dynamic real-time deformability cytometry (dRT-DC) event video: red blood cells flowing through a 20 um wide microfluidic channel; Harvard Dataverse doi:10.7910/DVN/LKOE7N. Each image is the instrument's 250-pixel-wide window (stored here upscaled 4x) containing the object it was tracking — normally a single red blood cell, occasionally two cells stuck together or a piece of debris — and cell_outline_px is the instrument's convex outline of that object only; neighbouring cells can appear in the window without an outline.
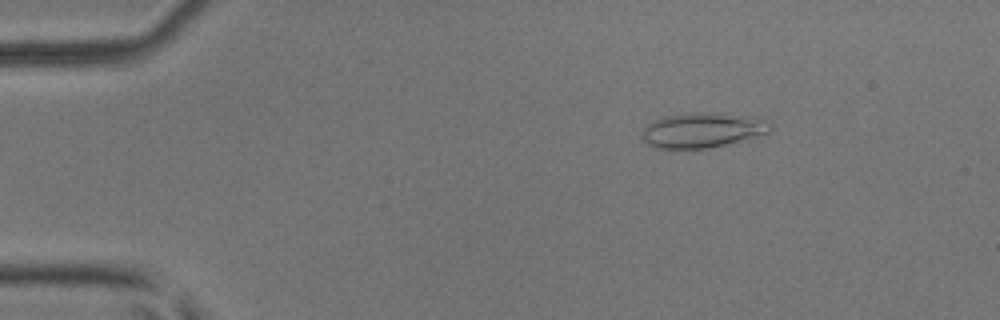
{"species": "common noctule bat (a hibernating species)", "species_latin": "Nyctalus noctula", "temperature_condition": "room temperature", "stored_images_in_passage": 52, "camera_frame_rate_fps": 3000, "um_per_image_px": 0.085, "animal": {"sex": "male", "body_mass_g": 17.9, "forearm_length_mm": 54.2}, "frame": {"image": 1, "passage_image": 8, "time_ms": 2.333, "image_size_px": [1000, 320], "cell_outline_px": [[772, 132], [748, 140], [708, 148], [656, 148], [648, 144], [640, 136], [640, 132], [652, 120], [664, 116], [692, 112], [712, 112], [744, 116], [768, 120], [772, 124]], "centroid_in_image_um": [59.74, 11.06], "position_along_channel_um": 25.3, "area_um2": 26.59}}
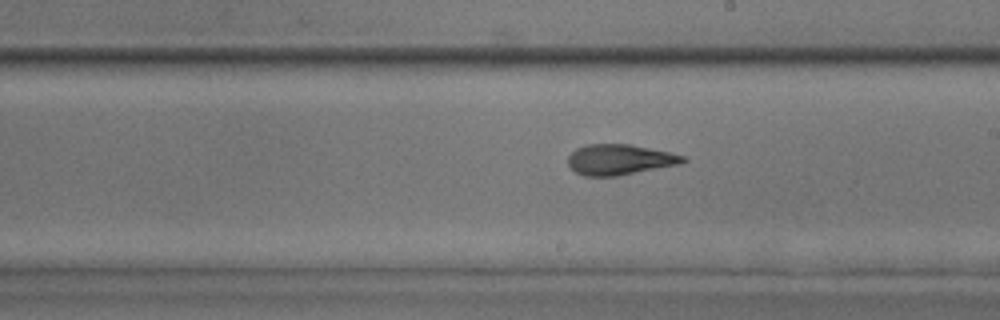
{"frame": {"image": 2, "passage_image": 30, "time_ms": 9.667, "image_size_px": [1000, 320], "cell_outline_px": [[688, 160], [680, 164], [616, 176], [584, 176], [576, 172], [568, 164], [568, 156], [576, 148], [588, 144], [628, 144], [668, 152], [684, 156]], "centroid_in_image_um": [52.65, 13.57], "position_along_channel_um": 236.4, "area_um2": 20.23}}
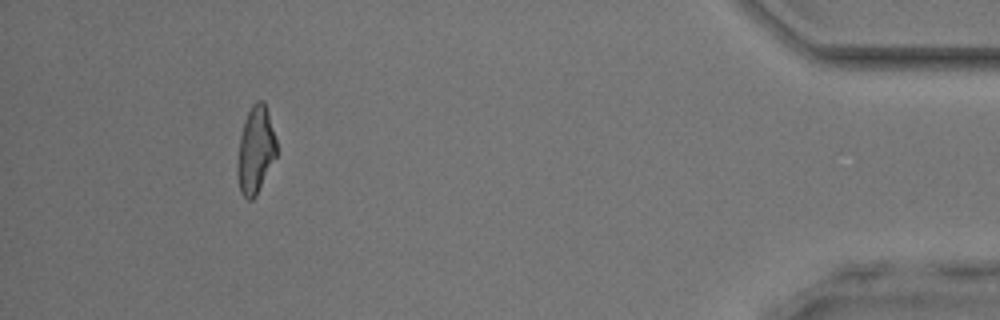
{"frame": {"image": 3, "passage_image": 48, "time_ms": 15.667, "image_size_px": [1000, 320], "cell_outline_px": [[280, 152], [256, 196], [252, 200], [248, 200], [240, 192], [236, 172], [236, 164], [240, 136], [244, 120], [252, 104], [256, 100], [264, 100], [268, 112]], "centroid_in_image_um": [21.74, 12.77], "position_along_channel_um": 413.5, "area_um2": 20.52}, "authors_computed_cell_mechanics": {"area_um2": 20.6635, "velocity_mm_per_s": 3.9591, "shape_relaxation_time_tau1_ms": 7.6267, "shape_relaxation_time_tau2_ms": 2.076, "deformation_change_tau1": 0.2082, "deformation_change_tau2": 0.1119}}